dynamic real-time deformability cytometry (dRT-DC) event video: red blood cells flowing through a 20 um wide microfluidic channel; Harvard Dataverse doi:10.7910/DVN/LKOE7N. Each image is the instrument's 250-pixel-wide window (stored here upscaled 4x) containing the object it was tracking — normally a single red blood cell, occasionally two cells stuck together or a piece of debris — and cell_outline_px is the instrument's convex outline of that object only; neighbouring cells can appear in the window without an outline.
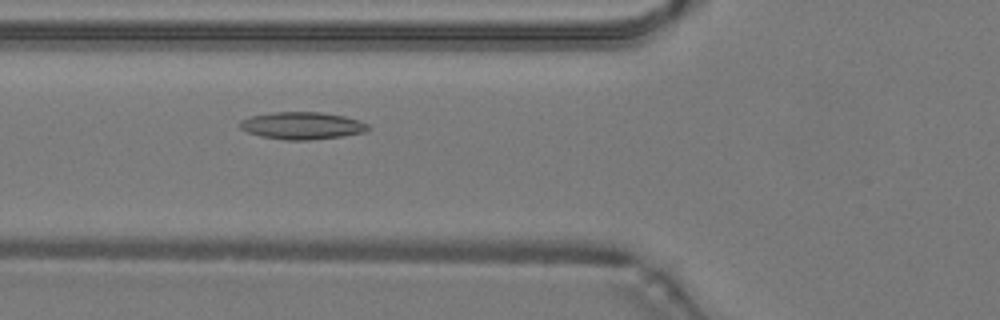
{"species": "common noctule bat (a hibernating species)", "species_latin": "Nyctalus noctula", "temperature_condition": "warm", "stored_images_in_passage": 31, "camera_frame_rate_fps": 3000, "um_per_image_px": 0.085, "animal": {"sex": "male", "body_mass_g": 19.2, "forearm_length_mm": 51.8}, "frame": {"image": 1, "passage_image": 5, "time_ms": 1.333, "image_size_px": [1000, 320], "cell_outline_px": [[372, 128], [368, 132], [344, 136], [308, 140], [284, 140], [260, 136], [248, 132], [240, 128], [240, 120], [248, 116], [272, 112], [320, 112], [344, 116], [360, 120], [368, 124]], "centroid_in_image_um": [25.71, 10.68], "position_along_channel_um": 100.1, "area_um2": 20.69}}
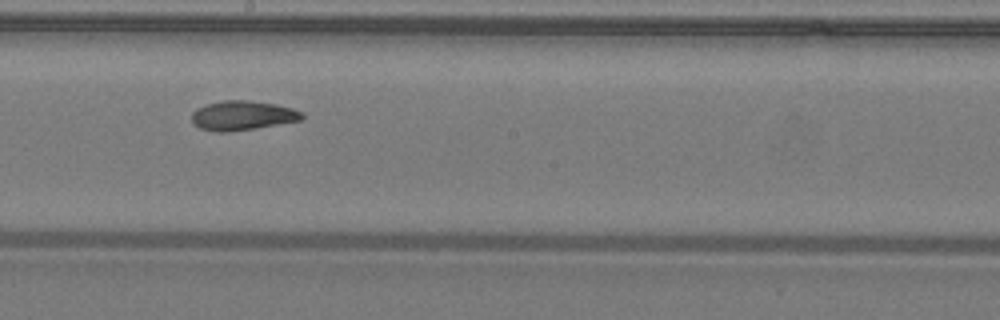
{"frame": {"image": 2, "passage_image": 14, "time_ms": 4.333, "image_size_px": [1000, 320], "cell_outline_px": [[304, 120], [228, 132], [216, 132], [200, 128], [192, 124], [192, 112], [196, 108], [208, 104], [224, 100], [248, 100], [276, 104], [292, 108], [304, 112]], "centroid_in_image_um": [20.62, 9.82], "position_along_channel_um": 227.6, "area_um2": 19.02}}
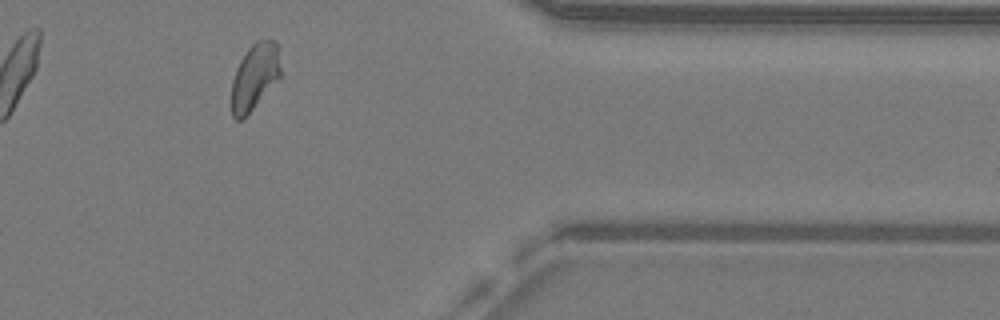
{"frame": {"image": 3, "passage_image": 27, "time_ms": 8.667, "image_size_px": [1000, 320], "cell_outline_px": [[280, 76], [252, 108], [240, 120], [236, 120], [232, 116], [232, 80], [236, 68], [240, 60], [248, 48], [256, 40], [272, 40], [276, 44], [280, 68]], "centroid_in_image_um": [21.61, 6.49], "position_along_channel_um": 389.8, "area_um2": 18.26}, "authors_computed_cell_mechanics": {"area_um2": 18.8428, "velocity_mm_per_s": 4.2315, "shape_relaxation_time_tau1_ms": 8.2563, "shape_relaxation_time_tau2_ms": 3.2379, "deformation_change_tau1": 0.1857, "deformation_change_tau2": 0.091}}